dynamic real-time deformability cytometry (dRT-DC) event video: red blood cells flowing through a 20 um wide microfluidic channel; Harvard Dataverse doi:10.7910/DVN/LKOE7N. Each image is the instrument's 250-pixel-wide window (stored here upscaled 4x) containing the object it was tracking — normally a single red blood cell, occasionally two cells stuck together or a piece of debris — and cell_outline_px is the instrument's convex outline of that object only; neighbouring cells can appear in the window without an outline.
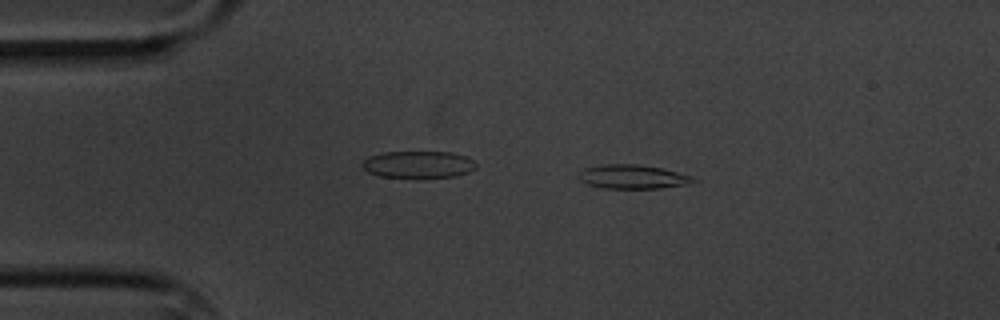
{"species": "common noctule bat (a hibernating species)", "species_latin": "Nyctalus noctula", "temperature_condition": "cold", "stored_images_in_passage": 8, "camera_frame_rate_fps": 3000, "um_per_image_px": 0.085, "animal": {"sex": "male", "body_mass_g": 20.1, "forearm_length_mm": 53.5}, "frame": {"image": 1, "passage_image": 1, "time_ms": 0.0, "image_size_px": [1000, 320], "cell_outline_px": [[696, 180], [688, 184], [660, 188], [600, 188], [588, 184], [580, 180], [576, 176], [584, 168], [604, 164], [636, 164], [660, 168], [692, 176]], "centroid_in_image_um": [53.72, 15.03], "position_along_channel_um": 31.3, "area_um2": 15.9}}
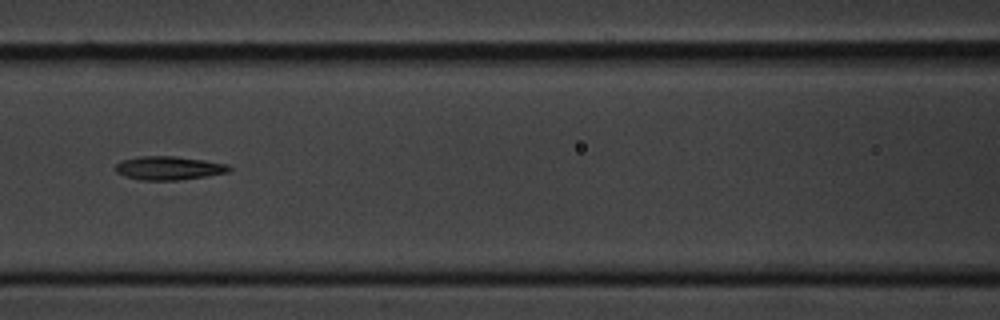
{"frame": {"image": 2, "passage_image": 5, "time_ms": 4.667, "image_size_px": [1000, 320], "cell_outline_px": [[232, 168], [228, 172], [208, 176], [176, 180], [140, 180], [124, 176], [116, 172], [116, 164], [124, 160], [140, 156], [176, 156], [204, 160], [228, 164]], "centroid_in_image_um": [14.37, 14.29], "position_along_channel_um": 152.2, "area_um2": 15.61}}
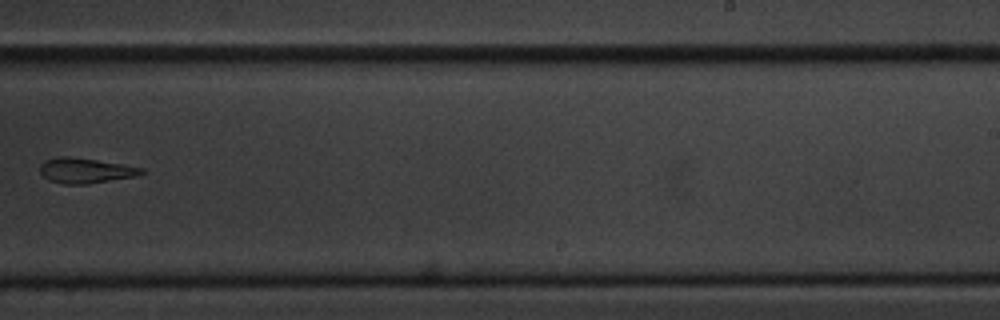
{"frame": {"image": 3, "passage_image": 8, "time_ms": 8.333, "image_size_px": [1000, 320], "cell_outline_px": [[144, 172], [140, 176], [88, 184], [64, 184], [48, 180], [40, 172], [40, 164], [44, 160], [60, 156], [72, 156], [144, 168]], "centroid_in_image_um": [7.27, 14.5], "position_along_channel_um": 281.7, "area_um2": 15.03}}